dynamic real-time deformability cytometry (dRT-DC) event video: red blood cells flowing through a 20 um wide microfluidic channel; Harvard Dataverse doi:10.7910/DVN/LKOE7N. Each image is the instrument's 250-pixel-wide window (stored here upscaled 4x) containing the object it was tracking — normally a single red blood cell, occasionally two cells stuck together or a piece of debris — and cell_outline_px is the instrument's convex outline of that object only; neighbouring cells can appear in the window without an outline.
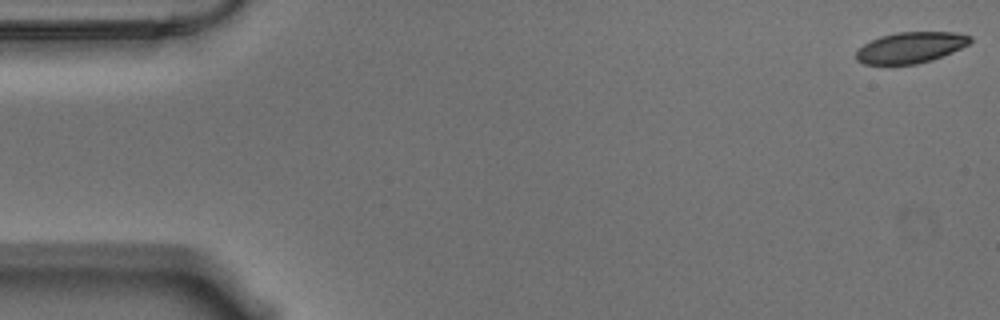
{"species": "Egyptian fruit bat (a non-hibernating species)", "species_latin": "Rousettus aegyptiacus", "temperature_condition": "warm", "stored_images_in_passage": 57, "camera_frame_rate_fps": 3000, "um_per_image_px": 0.085, "animal": {"sex": "male"}, "frame": {"image": 1, "passage_image": 1, "time_ms": 0.0, "image_size_px": [1000, 320], "cell_outline_px": [[972, 40], [968, 44], [952, 52], [932, 60], [916, 64], [864, 64], [856, 60], [856, 52], [864, 44], [880, 36], [896, 32], [956, 32], [972, 36]], "centroid_in_image_um": [77.41, 4.03], "position_along_channel_um": 7.6, "area_um2": 20.52}}
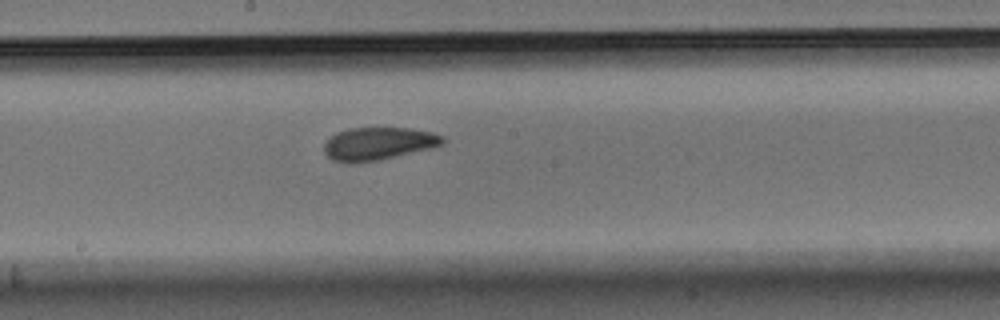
{"frame": {"image": 2, "passage_image": 30, "time_ms": 9.667, "image_size_px": [1000, 320], "cell_outline_px": [[444, 144], [432, 148], [376, 160], [352, 164], [332, 160], [324, 152], [324, 144], [336, 132], [348, 128], [408, 128], [432, 132], [444, 136]], "centroid_in_image_um": [32.15, 12.21], "position_along_channel_um": 216.0, "area_um2": 22.6}}
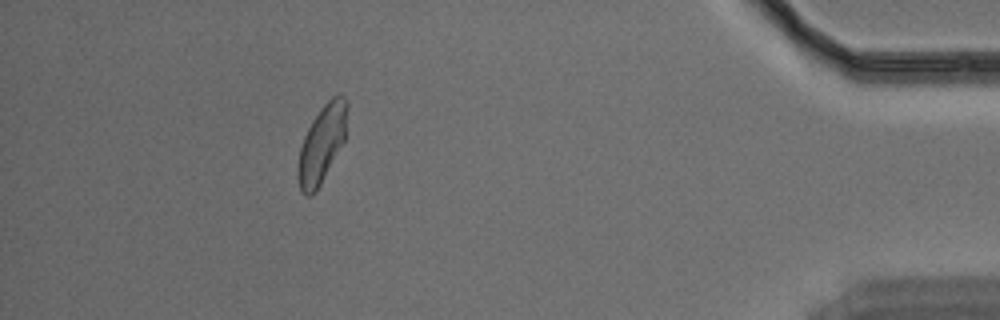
{"frame": {"image": 3, "passage_image": 51, "time_ms": 16.667, "image_size_px": [1000, 320], "cell_outline_px": [[348, 104], [344, 140], [316, 192], [312, 196], [304, 196], [300, 192], [296, 176], [300, 148], [304, 136], [312, 120], [320, 108], [332, 96], [340, 92], [348, 100]], "centroid_in_image_um": [27.34, 12.23], "position_along_channel_um": 407.9, "area_um2": 22.37}, "authors_computed_cell_mechanics": {"area_um2": 22.4842, "velocity_mm_per_s": 3.5323, "shape_relaxation_time_tau1_ms": 4.9345, "shape_relaxation_time_tau2_ms": 2.6881, "deformation_change_tau1": 0.1334, "deformation_change_tau2": 0.0718}}